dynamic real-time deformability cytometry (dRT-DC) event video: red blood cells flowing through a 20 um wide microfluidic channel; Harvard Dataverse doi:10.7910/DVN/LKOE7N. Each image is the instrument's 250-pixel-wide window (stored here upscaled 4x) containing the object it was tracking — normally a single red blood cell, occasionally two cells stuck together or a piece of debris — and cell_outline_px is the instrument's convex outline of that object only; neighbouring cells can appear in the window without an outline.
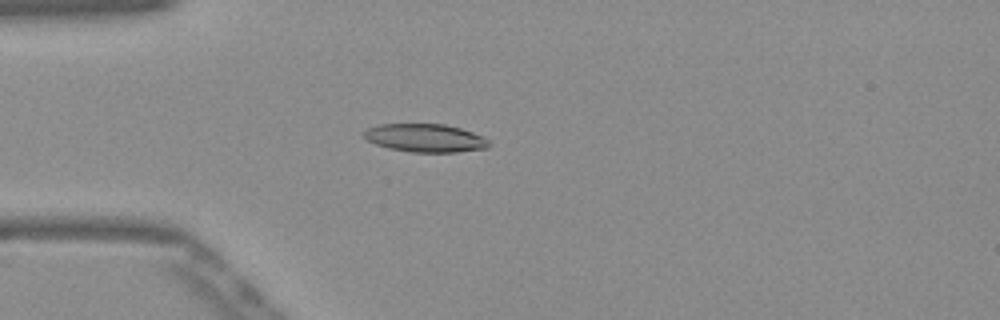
{"species": "Egyptian fruit bat (a non-hibernating species)", "species_latin": "Rousettus aegyptiacus", "temperature_condition": "warm", "stored_images_in_passage": 44, "camera_frame_rate_fps": 3000, "um_per_image_px": 0.085, "frame": {"image": 1, "passage_image": 6, "time_ms": 1.667, "image_size_px": [1000, 320], "cell_outline_px": [[492, 144], [488, 148], [456, 152], [412, 152], [388, 148], [376, 144], [360, 136], [360, 132], [368, 128], [380, 124], [444, 124], [460, 128], [484, 136]], "centroid_in_image_um": [36.13, 11.73], "position_along_channel_um": 48.9, "area_um2": 20.75}}
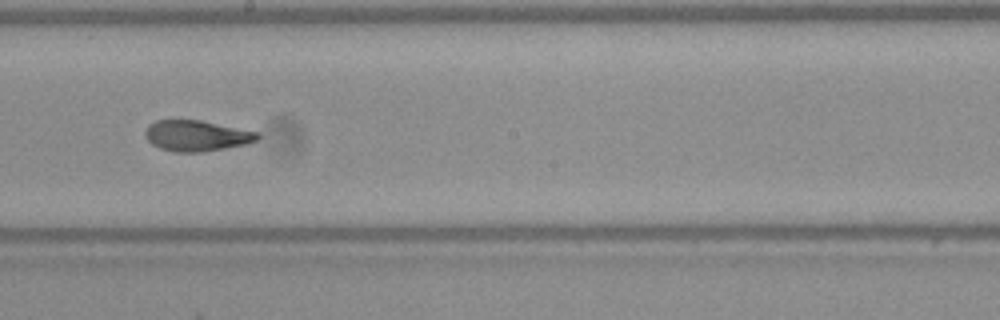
{"frame": {"image": 2, "passage_image": 21, "time_ms": 6.667, "image_size_px": [1000, 320], "cell_outline_px": [[260, 136], [256, 140], [248, 144], [200, 152], [172, 152], [160, 148], [152, 144], [144, 136], [144, 132], [148, 124], [156, 120], [200, 120], [260, 132]], "centroid_in_image_um": [16.7, 11.53], "position_along_channel_um": 231.5, "area_um2": 20.29}}
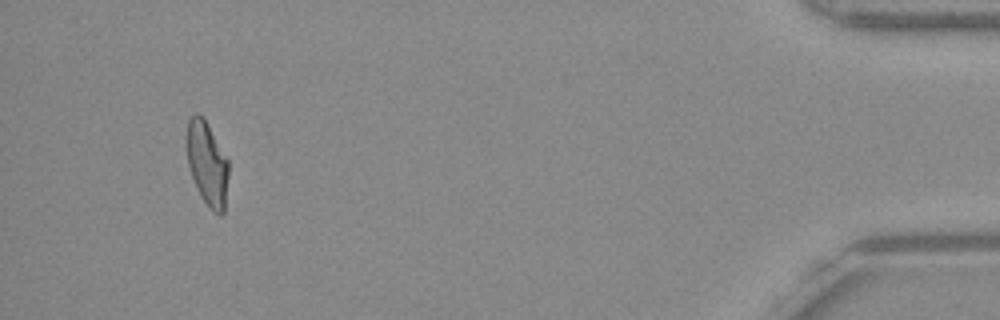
{"frame": {"image": 3, "passage_image": 41, "time_ms": 13.333, "image_size_px": [1000, 320], "cell_outline_px": [[228, 176], [224, 212], [220, 216], [212, 212], [208, 208], [200, 196], [192, 176], [188, 164], [184, 140], [184, 136], [188, 120], [196, 112], [204, 116], [228, 160]], "centroid_in_image_um": [17.58, 13.87], "position_along_channel_um": 417.6, "area_um2": 21.04}, "authors_computed_cell_mechanics": {"area_um2": 20.6057, "velocity_mm_per_s": 3.8908, "shape_relaxation_time_tau1_ms": 5.4553, "shape_relaxation_time_tau2_ms": 1.743, "deformation_change_tau1": 0.2115, "deformation_change_tau2": 0.0972}}